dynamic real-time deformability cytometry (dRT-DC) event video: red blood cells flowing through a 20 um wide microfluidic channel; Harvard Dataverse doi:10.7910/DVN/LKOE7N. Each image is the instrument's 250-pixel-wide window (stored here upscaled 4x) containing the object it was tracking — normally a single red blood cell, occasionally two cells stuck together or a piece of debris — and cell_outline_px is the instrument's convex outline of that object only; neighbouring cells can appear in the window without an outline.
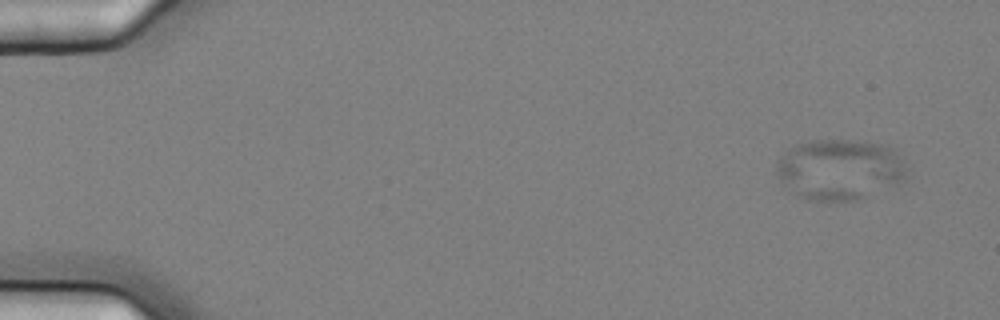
{"species": "common noctule bat (a hibernating species)", "species_latin": "Nyctalus noctula", "temperature_condition": "cold", "stored_images_in_passage": 4, "camera_frame_rate_fps": 3000, "um_per_image_px": 0.085, "animal": {"sex": "female", "body_mass_g": 25.1}, "frame": {"image": 1, "passage_image": 1, "time_ms": 0.0, "image_size_px": [1000, 320], "cell_outline_px": [[912, 168], [908, 176], [896, 188], [852, 200], [828, 204], [808, 200], [800, 196], [780, 180], [776, 172], [776, 164], [780, 156], [796, 144], [808, 140], [848, 140], [888, 144], [896, 148]], "centroid_in_image_um": [71.51, 14.42], "position_along_channel_um": 13.5, "area_um2": 47.86}}
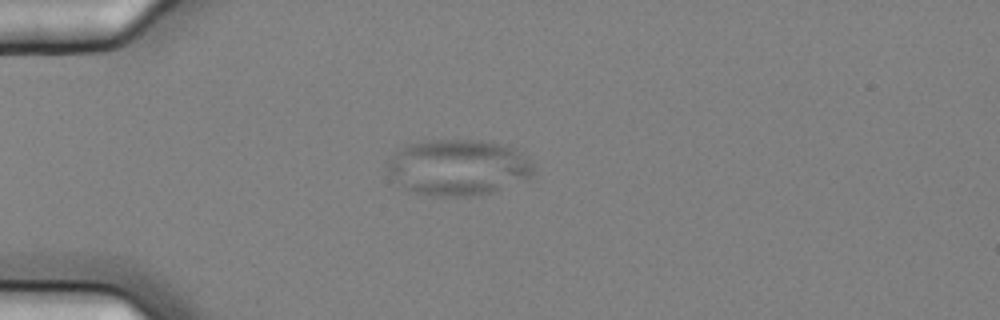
{"frame": {"image": 2, "passage_image": 4, "time_ms": 1.0, "image_size_px": [1000, 320], "cell_outline_px": [[532, 172], [528, 176], [492, 192], [472, 196], [436, 196], [416, 192], [404, 188], [388, 172], [388, 164], [392, 156], [400, 148], [408, 144], [424, 140], [492, 140], [516, 148], [528, 156], [532, 164]], "centroid_in_image_um": [38.95, 14.19], "position_along_channel_um": 46.1, "area_um2": 47.4}}